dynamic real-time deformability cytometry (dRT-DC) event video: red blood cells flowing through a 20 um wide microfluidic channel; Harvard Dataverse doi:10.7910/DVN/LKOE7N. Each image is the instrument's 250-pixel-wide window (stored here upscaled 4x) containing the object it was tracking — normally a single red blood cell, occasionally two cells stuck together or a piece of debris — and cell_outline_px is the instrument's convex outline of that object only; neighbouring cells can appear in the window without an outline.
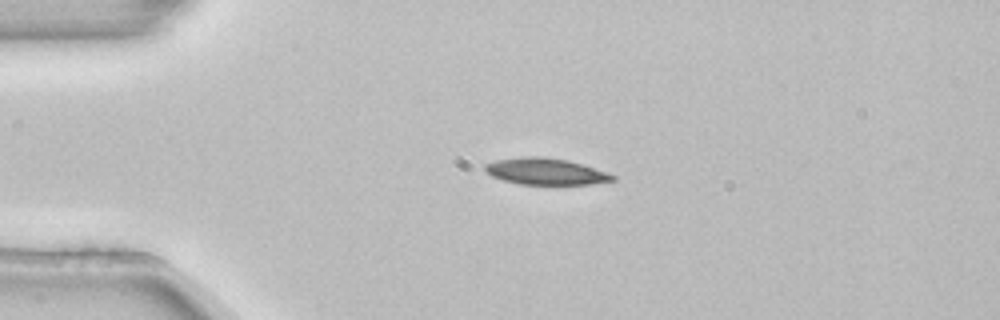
{"species": "common noctule bat (a hibernating species)", "species_latin": "Nyctalus noctula", "temperature_condition": "room temperature", "stored_images_in_passage": 5, "camera_frame_rate_fps": 3000, "um_per_image_px": 0.085, "animal": {"sex": "female", "body_mass_g": 22.7, "forearm_length_mm": 54.2}, "frame": {"image": 1, "passage_image": 4, "time_ms": 1.0, "image_size_px": [1000, 320], "cell_outline_px": [[616, 180], [592, 184], [520, 184], [504, 180], [492, 176], [484, 172], [484, 164], [496, 160], [520, 156], [544, 156], [568, 160], [616, 176]], "centroid_in_image_um": [46.32, 14.56], "position_along_channel_um": 38.7, "area_um2": 19.65}}
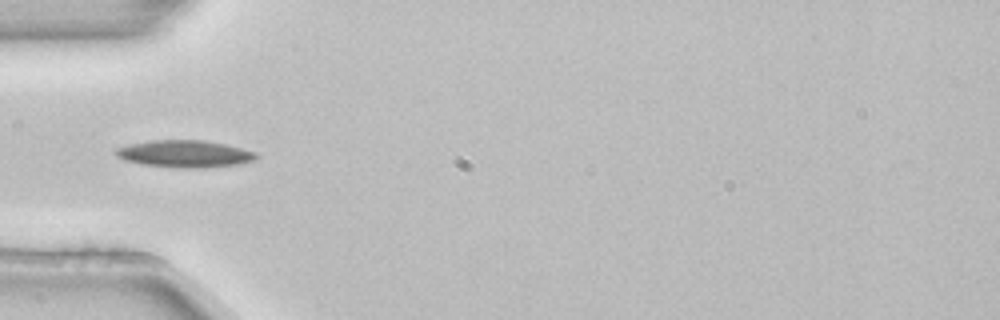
{"frame": {"image": 2, "passage_image": 5, "time_ms": 1.333, "image_size_px": [1000, 320], "cell_outline_px": [[260, 156], [256, 160], [240, 164], [200, 168], [180, 168], [144, 164], [124, 160], [116, 156], [116, 148], [132, 144], [152, 140], [204, 140], [224, 144], [256, 152]], "centroid_in_image_um": [15.75, 13.08], "position_along_channel_um": 69.2, "area_um2": 22.08}}